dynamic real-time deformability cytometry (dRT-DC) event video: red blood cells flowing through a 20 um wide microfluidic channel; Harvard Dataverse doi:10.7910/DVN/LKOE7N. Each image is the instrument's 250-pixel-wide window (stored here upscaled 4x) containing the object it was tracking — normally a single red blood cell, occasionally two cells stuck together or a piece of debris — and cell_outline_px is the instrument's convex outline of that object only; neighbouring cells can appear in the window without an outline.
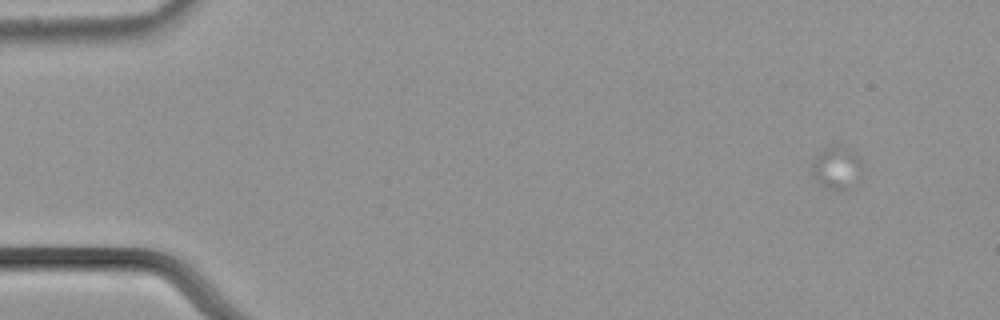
{"species": "common noctule bat (a hibernating species)", "species_latin": "Nyctalus noctula", "temperature_condition": "cold", "stored_images_in_passage": 3, "camera_frame_rate_fps": 3000, "um_per_image_px": 0.085, "animal": {"sex": "male", "body_mass_g": 21.5, "forearm_length_mm": 52.0}, "frame": {"image": 1, "passage_image": 1, "time_ms": 0.0, "image_size_px": [1000, 320], "cell_outline_px": [[864, 168], [844, 192], [828, 188], [816, 180], [812, 164], [828, 148], [836, 148], [860, 156], [864, 164]], "centroid_in_image_um": [71.19, 14.35], "position_along_channel_um": 13.8, "area_um2": 11.33}}